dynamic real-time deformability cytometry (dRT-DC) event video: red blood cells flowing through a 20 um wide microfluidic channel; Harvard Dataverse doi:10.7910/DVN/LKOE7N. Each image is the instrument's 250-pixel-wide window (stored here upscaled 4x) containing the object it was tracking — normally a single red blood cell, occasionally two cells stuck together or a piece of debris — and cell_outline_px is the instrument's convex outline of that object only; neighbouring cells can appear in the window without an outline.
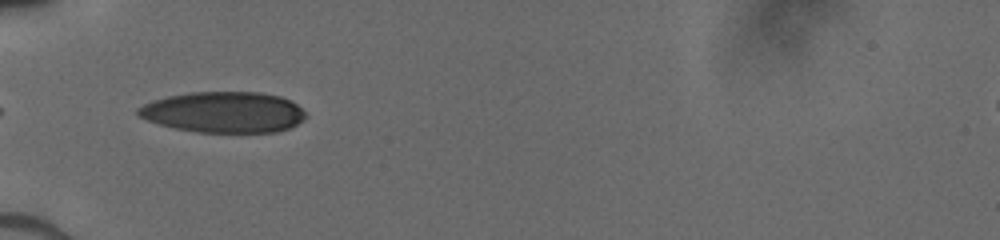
{"species": "human", "species_latin": "Homo sapiens", "temperature_condition": "cold", "stored_images_in_passage": 33, "camera_frame_rate_fps": 3000, "um_per_image_px": 0.085, "donor": {"sex": "male"}, "frame": {"image": 1, "passage_image": 1, "time_ms": 0.0, "image_size_px": [1000, 240], "cell_outline_px": [[304, 120], [288, 128], [276, 132], [196, 132], [176, 128], [160, 124], [136, 116], [136, 108], [152, 100], [168, 96], [192, 92], [260, 92], [280, 96], [296, 104], [304, 112]], "centroid_in_image_um": [18.97, 9.53], "position_along_channel_um": 66.0, "area_um2": 39.82}}
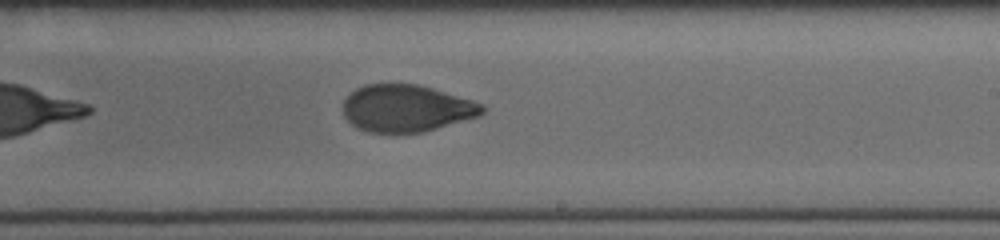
{"frame": {"image": 2, "passage_image": 15, "time_ms": 4.667, "image_size_px": [1000, 240], "cell_outline_px": [[484, 112], [480, 116], [424, 132], [368, 132], [352, 124], [344, 116], [344, 100], [356, 88], [364, 84], [416, 84], [432, 88], [472, 100], [480, 104], [484, 108]], "centroid_in_image_um": [34.55, 9.2], "position_along_channel_um": 254.5, "area_um2": 37.86}}
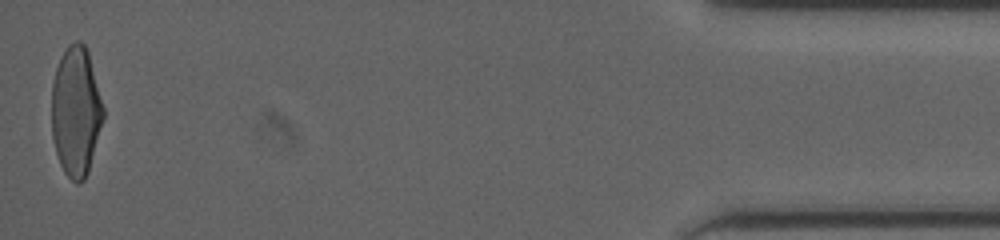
{"frame": {"image": 3, "passage_image": 33, "time_ms": 10.667, "image_size_px": [1000, 240], "cell_outline_px": [[104, 116], [88, 172], [84, 180], [80, 184], [76, 184], [64, 172], [60, 164], [56, 152], [52, 136], [52, 84], [56, 68], [60, 56], [68, 44], [76, 40], [80, 40], [84, 44], [88, 52], [104, 108]], "centroid_in_image_um": [6.44, 9.46], "position_along_channel_um": 428.8, "area_um2": 39.02}}